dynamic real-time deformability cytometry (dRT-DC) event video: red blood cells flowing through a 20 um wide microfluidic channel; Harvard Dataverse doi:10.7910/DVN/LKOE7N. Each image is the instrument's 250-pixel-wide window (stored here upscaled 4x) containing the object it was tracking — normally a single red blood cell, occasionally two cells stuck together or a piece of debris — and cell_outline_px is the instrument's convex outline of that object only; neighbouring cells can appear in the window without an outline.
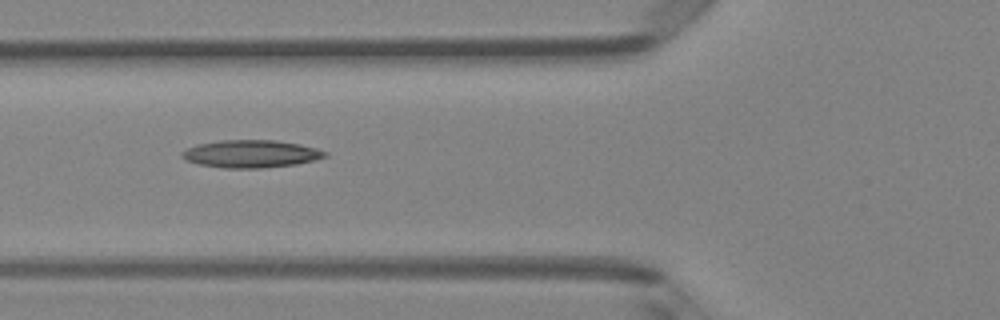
{"species": "Egyptian fruit bat (a non-hibernating species)", "species_latin": "Rousettus aegyptiacus", "temperature_condition": "room temperature", "stored_images_in_passage": 9, "camera_frame_rate_fps": 3000, "um_per_image_px": 0.085, "animal": {"sex": "female"}, "frame": {"image": 1, "passage_image": 6, "time_ms": 1.667, "image_size_px": [1000, 320], "cell_outline_px": [[328, 156], [296, 164], [264, 168], [224, 168], [200, 164], [188, 160], [180, 156], [180, 152], [196, 144], [220, 140], [276, 140], [300, 144], [316, 148], [328, 152]], "centroid_in_image_um": [21.33, 13.07], "position_along_channel_um": 104.5, "area_um2": 23.0}}
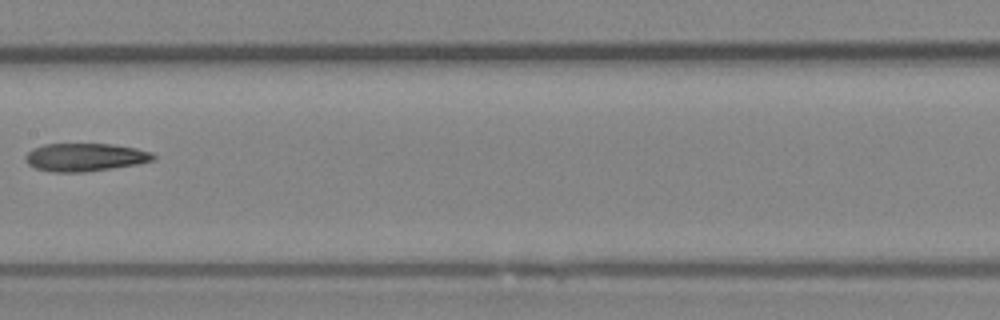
{"frame": {"image": 2, "passage_image": 8, "time_ms": 2.333, "image_size_px": [1000, 320], "cell_outline_px": [[156, 160], [136, 164], [112, 168], [84, 172], [52, 172], [36, 168], [28, 164], [24, 160], [24, 156], [32, 148], [44, 144], [112, 144], [136, 148], [152, 152], [156, 156]], "centroid_in_image_um": [7.22, 13.36], "position_along_channel_um": 200.2, "area_um2": 20.98}}
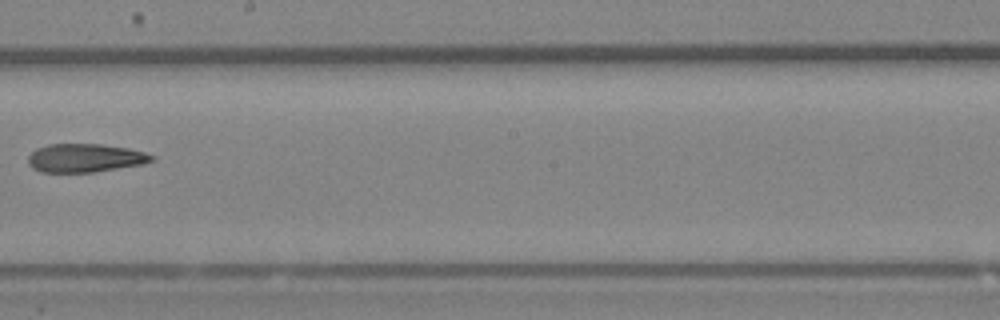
{"frame": {"image": 3, "passage_image": 9, "time_ms": 2.667, "image_size_px": [1000, 320], "cell_outline_px": [[156, 160], [144, 164], [92, 172], [40, 172], [32, 168], [28, 164], [28, 156], [36, 148], [48, 144], [100, 144], [128, 148], [144, 152], [156, 156]], "centroid_in_image_um": [7.24, 13.43], "position_along_channel_um": 241.0, "area_um2": 20.63}}